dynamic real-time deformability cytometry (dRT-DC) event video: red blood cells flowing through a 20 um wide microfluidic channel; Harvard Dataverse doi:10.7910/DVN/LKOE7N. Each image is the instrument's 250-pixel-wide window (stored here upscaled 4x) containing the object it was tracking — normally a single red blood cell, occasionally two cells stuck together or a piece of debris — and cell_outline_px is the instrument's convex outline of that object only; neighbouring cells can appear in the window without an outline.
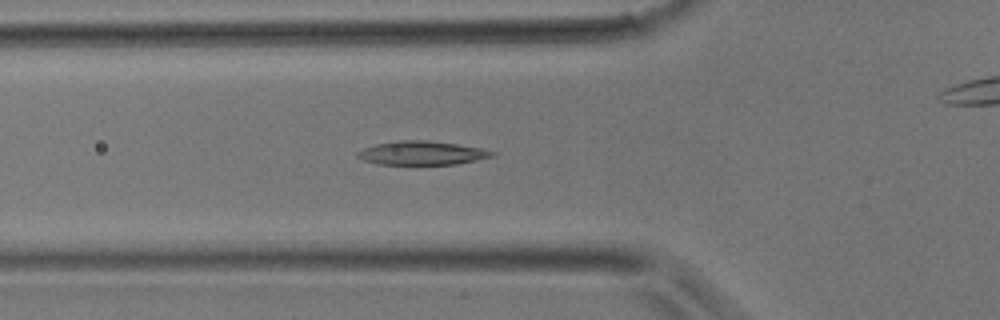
{"species": "common noctule bat (a hibernating species)", "species_latin": "Nyctalus noctula", "temperature_condition": "room temperature", "stored_images_in_passage": 39, "camera_frame_rate_fps": 3000, "um_per_image_px": 0.085, "animal": {"sex": "male", "body_mass_g": 17.9}, "frame": {"image": 1, "passage_image": 13, "time_ms": 4.0, "image_size_px": [1000, 320], "cell_outline_px": [[496, 156], [456, 164], [376, 164], [364, 160], [356, 156], [356, 152], [364, 148], [376, 144], [400, 140], [428, 140], [456, 144], [480, 148], [496, 152]], "centroid_in_image_um": [35.86, 13.0], "position_along_channel_um": 89.9, "area_um2": 18.55}}
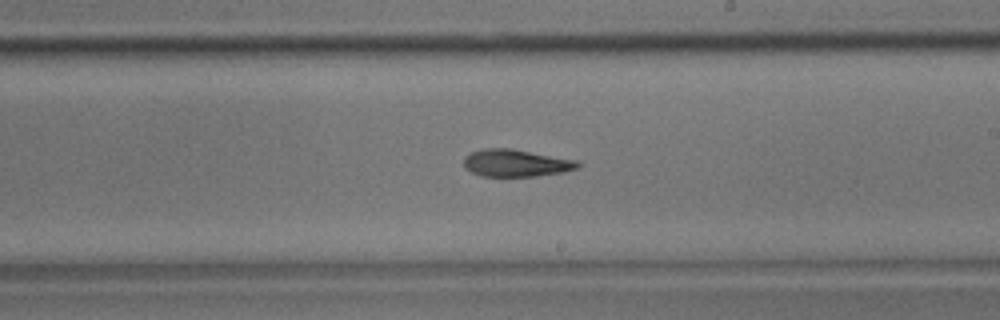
{"frame": {"image": 2, "passage_image": 22, "time_ms": 7.0, "image_size_px": [1000, 320], "cell_outline_px": [[580, 168], [564, 172], [536, 176], [480, 176], [464, 168], [464, 156], [468, 152], [484, 148], [512, 148], [580, 160]], "centroid_in_image_um": [43.88, 13.85], "position_along_channel_um": 245.1, "area_um2": 18.55}}
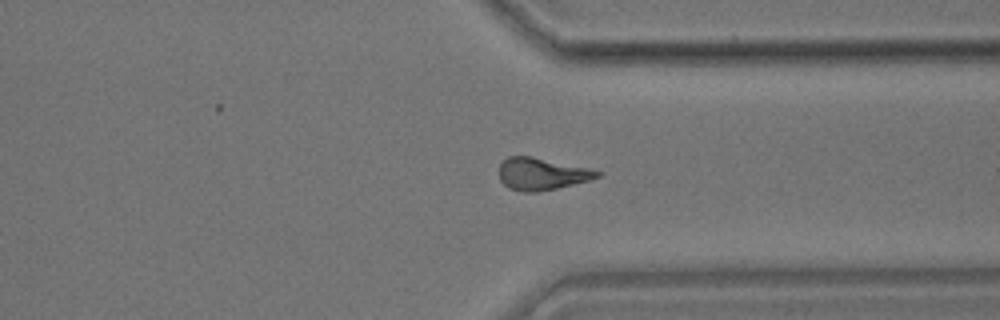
{"frame": {"image": 3, "passage_image": 29, "time_ms": 9.333, "image_size_px": [1000, 320], "cell_outline_px": [[600, 176], [588, 180], [556, 188], [536, 192], [524, 192], [508, 188], [500, 180], [500, 164], [508, 156], [532, 156], [588, 168], [600, 172]], "centroid_in_image_um": [46.0, 14.78], "position_along_channel_um": 365.4, "area_um2": 18.09}}